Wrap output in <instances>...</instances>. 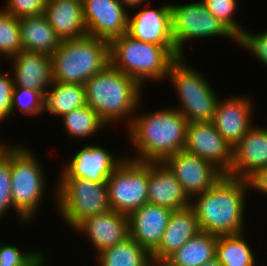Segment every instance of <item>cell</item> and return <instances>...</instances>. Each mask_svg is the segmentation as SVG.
<instances>
[{"label": "cell", "instance_id": "1", "mask_svg": "<svg viewBox=\"0 0 267 266\" xmlns=\"http://www.w3.org/2000/svg\"><path fill=\"white\" fill-rule=\"evenodd\" d=\"M248 189L246 179L223 175L211 188L191 199L200 231L217 236L243 233Z\"/></svg>", "mask_w": 267, "mask_h": 266}, {"label": "cell", "instance_id": "2", "mask_svg": "<svg viewBox=\"0 0 267 266\" xmlns=\"http://www.w3.org/2000/svg\"><path fill=\"white\" fill-rule=\"evenodd\" d=\"M134 116L128 131L138 162H163L169 156L183 151L186 143L187 120L174 108Z\"/></svg>", "mask_w": 267, "mask_h": 266}, {"label": "cell", "instance_id": "3", "mask_svg": "<svg viewBox=\"0 0 267 266\" xmlns=\"http://www.w3.org/2000/svg\"><path fill=\"white\" fill-rule=\"evenodd\" d=\"M84 87L87 105L106 125L121 122L123 118L129 119L130 125L132 117L137 115L136 110L144 86L108 64L87 80Z\"/></svg>", "mask_w": 267, "mask_h": 266}, {"label": "cell", "instance_id": "4", "mask_svg": "<svg viewBox=\"0 0 267 266\" xmlns=\"http://www.w3.org/2000/svg\"><path fill=\"white\" fill-rule=\"evenodd\" d=\"M110 64L142 86L144 81H162L171 65L181 56L175 47L138 41L127 33L109 42Z\"/></svg>", "mask_w": 267, "mask_h": 266}, {"label": "cell", "instance_id": "5", "mask_svg": "<svg viewBox=\"0 0 267 266\" xmlns=\"http://www.w3.org/2000/svg\"><path fill=\"white\" fill-rule=\"evenodd\" d=\"M51 60L53 81L84 85L110 64L109 42L88 35L65 39L51 55Z\"/></svg>", "mask_w": 267, "mask_h": 266}, {"label": "cell", "instance_id": "6", "mask_svg": "<svg viewBox=\"0 0 267 266\" xmlns=\"http://www.w3.org/2000/svg\"><path fill=\"white\" fill-rule=\"evenodd\" d=\"M28 147L10 148L11 197L20 221L30 222L44 195L45 176L39 159Z\"/></svg>", "mask_w": 267, "mask_h": 266}, {"label": "cell", "instance_id": "7", "mask_svg": "<svg viewBox=\"0 0 267 266\" xmlns=\"http://www.w3.org/2000/svg\"><path fill=\"white\" fill-rule=\"evenodd\" d=\"M184 58H178L167 75L180 99L177 110L188 123L212 122L218 102L216 93L203 74L184 64Z\"/></svg>", "mask_w": 267, "mask_h": 266}, {"label": "cell", "instance_id": "8", "mask_svg": "<svg viewBox=\"0 0 267 266\" xmlns=\"http://www.w3.org/2000/svg\"><path fill=\"white\" fill-rule=\"evenodd\" d=\"M59 180L54 194L55 202L62 218L73 229L84 219L111 210L107 183L83 178H60Z\"/></svg>", "mask_w": 267, "mask_h": 266}, {"label": "cell", "instance_id": "9", "mask_svg": "<svg viewBox=\"0 0 267 266\" xmlns=\"http://www.w3.org/2000/svg\"><path fill=\"white\" fill-rule=\"evenodd\" d=\"M170 6L175 50L181 57L185 56L182 45L191 39L224 36L238 44V36L226 24L215 18L202 0Z\"/></svg>", "mask_w": 267, "mask_h": 266}, {"label": "cell", "instance_id": "10", "mask_svg": "<svg viewBox=\"0 0 267 266\" xmlns=\"http://www.w3.org/2000/svg\"><path fill=\"white\" fill-rule=\"evenodd\" d=\"M149 162L125 160L107 180L110 209L125 215L148 203Z\"/></svg>", "mask_w": 267, "mask_h": 266}, {"label": "cell", "instance_id": "11", "mask_svg": "<svg viewBox=\"0 0 267 266\" xmlns=\"http://www.w3.org/2000/svg\"><path fill=\"white\" fill-rule=\"evenodd\" d=\"M184 151L209 161L224 175L231 169L233 148L217 131L213 122H189Z\"/></svg>", "mask_w": 267, "mask_h": 266}, {"label": "cell", "instance_id": "12", "mask_svg": "<svg viewBox=\"0 0 267 266\" xmlns=\"http://www.w3.org/2000/svg\"><path fill=\"white\" fill-rule=\"evenodd\" d=\"M163 163L174 174L190 199L211 188L224 175L209 161L184 150L169 156Z\"/></svg>", "mask_w": 267, "mask_h": 266}, {"label": "cell", "instance_id": "13", "mask_svg": "<svg viewBox=\"0 0 267 266\" xmlns=\"http://www.w3.org/2000/svg\"><path fill=\"white\" fill-rule=\"evenodd\" d=\"M87 35L110 42L127 33L129 12L120 0H82Z\"/></svg>", "mask_w": 267, "mask_h": 266}, {"label": "cell", "instance_id": "14", "mask_svg": "<svg viewBox=\"0 0 267 266\" xmlns=\"http://www.w3.org/2000/svg\"><path fill=\"white\" fill-rule=\"evenodd\" d=\"M119 158V159H118ZM125 160L114 157L101 146L85 145L64 166L61 178H83L106 183L112 172ZM63 172V173H62Z\"/></svg>", "mask_w": 267, "mask_h": 266}, {"label": "cell", "instance_id": "15", "mask_svg": "<svg viewBox=\"0 0 267 266\" xmlns=\"http://www.w3.org/2000/svg\"><path fill=\"white\" fill-rule=\"evenodd\" d=\"M170 5L167 3L155 9H140L133 17L129 15L127 34L138 41L175 47Z\"/></svg>", "mask_w": 267, "mask_h": 266}, {"label": "cell", "instance_id": "16", "mask_svg": "<svg viewBox=\"0 0 267 266\" xmlns=\"http://www.w3.org/2000/svg\"><path fill=\"white\" fill-rule=\"evenodd\" d=\"M223 100L218 99L212 122L233 148L254 125L251 121L253 104L246 96H232Z\"/></svg>", "mask_w": 267, "mask_h": 266}, {"label": "cell", "instance_id": "17", "mask_svg": "<svg viewBox=\"0 0 267 266\" xmlns=\"http://www.w3.org/2000/svg\"><path fill=\"white\" fill-rule=\"evenodd\" d=\"M172 209L146 203L128 215L129 236L150 254L159 246Z\"/></svg>", "mask_w": 267, "mask_h": 266}, {"label": "cell", "instance_id": "18", "mask_svg": "<svg viewBox=\"0 0 267 266\" xmlns=\"http://www.w3.org/2000/svg\"><path fill=\"white\" fill-rule=\"evenodd\" d=\"M74 229L87 234L98 254L129 237V220L127 215L110 210L84 219Z\"/></svg>", "mask_w": 267, "mask_h": 266}, {"label": "cell", "instance_id": "19", "mask_svg": "<svg viewBox=\"0 0 267 266\" xmlns=\"http://www.w3.org/2000/svg\"><path fill=\"white\" fill-rule=\"evenodd\" d=\"M267 167V130L252 126L233 147L230 177L247 179L257 169Z\"/></svg>", "mask_w": 267, "mask_h": 266}, {"label": "cell", "instance_id": "20", "mask_svg": "<svg viewBox=\"0 0 267 266\" xmlns=\"http://www.w3.org/2000/svg\"><path fill=\"white\" fill-rule=\"evenodd\" d=\"M14 74V87L31 88L43 95L48 91L52 80L51 56L42 52L21 50L10 58Z\"/></svg>", "mask_w": 267, "mask_h": 266}, {"label": "cell", "instance_id": "21", "mask_svg": "<svg viewBox=\"0 0 267 266\" xmlns=\"http://www.w3.org/2000/svg\"><path fill=\"white\" fill-rule=\"evenodd\" d=\"M148 203L179 210L191 205V199L163 162H149Z\"/></svg>", "mask_w": 267, "mask_h": 266}, {"label": "cell", "instance_id": "22", "mask_svg": "<svg viewBox=\"0 0 267 266\" xmlns=\"http://www.w3.org/2000/svg\"><path fill=\"white\" fill-rule=\"evenodd\" d=\"M198 232H200V228L191 205L173 210L159 246L151 253L153 264H162Z\"/></svg>", "mask_w": 267, "mask_h": 266}, {"label": "cell", "instance_id": "23", "mask_svg": "<svg viewBox=\"0 0 267 266\" xmlns=\"http://www.w3.org/2000/svg\"><path fill=\"white\" fill-rule=\"evenodd\" d=\"M43 14L61 40L87 35L82 0L48 2Z\"/></svg>", "mask_w": 267, "mask_h": 266}, {"label": "cell", "instance_id": "24", "mask_svg": "<svg viewBox=\"0 0 267 266\" xmlns=\"http://www.w3.org/2000/svg\"><path fill=\"white\" fill-rule=\"evenodd\" d=\"M22 50L52 55L61 39L50 26L44 14L18 18Z\"/></svg>", "mask_w": 267, "mask_h": 266}, {"label": "cell", "instance_id": "25", "mask_svg": "<svg viewBox=\"0 0 267 266\" xmlns=\"http://www.w3.org/2000/svg\"><path fill=\"white\" fill-rule=\"evenodd\" d=\"M218 236L200 231L163 263V266H202L216 254Z\"/></svg>", "mask_w": 267, "mask_h": 266}, {"label": "cell", "instance_id": "26", "mask_svg": "<svg viewBox=\"0 0 267 266\" xmlns=\"http://www.w3.org/2000/svg\"><path fill=\"white\" fill-rule=\"evenodd\" d=\"M53 86V87H52ZM44 94V111L59 115L87 105L83 84L53 81Z\"/></svg>", "mask_w": 267, "mask_h": 266}, {"label": "cell", "instance_id": "27", "mask_svg": "<svg viewBox=\"0 0 267 266\" xmlns=\"http://www.w3.org/2000/svg\"><path fill=\"white\" fill-rule=\"evenodd\" d=\"M98 255V256H97ZM99 266H153L151 254L130 236L96 254Z\"/></svg>", "mask_w": 267, "mask_h": 266}, {"label": "cell", "instance_id": "28", "mask_svg": "<svg viewBox=\"0 0 267 266\" xmlns=\"http://www.w3.org/2000/svg\"><path fill=\"white\" fill-rule=\"evenodd\" d=\"M243 234L218 236L215 257L223 266H255L253 250Z\"/></svg>", "mask_w": 267, "mask_h": 266}, {"label": "cell", "instance_id": "29", "mask_svg": "<svg viewBox=\"0 0 267 266\" xmlns=\"http://www.w3.org/2000/svg\"><path fill=\"white\" fill-rule=\"evenodd\" d=\"M61 118H63L67 134L78 139L94 136L102 127L107 126L88 105L74 109Z\"/></svg>", "mask_w": 267, "mask_h": 266}, {"label": "cell", "instance_id": "30", "mask_svg": "<svg viewBox=\"0 0 267 266\" xmlns=\"http://www.w3.org/2000/svg\"><path fill=\"white\" fill-rule=\"evenodd\" d=\"M22 50L18 18L0 9V57L12 58Z\"/></svg>", "mask_w": 267, "mask_h": 266}, {"label": "cell", "instance_id": "31", "mask_svg": "<svg viewBox=\"0 0 267 266\" xmlns=\"http://www.w3.org/2000/svg\"><path fill=\"white\" fill-rule=\"evenodd\" d=\"M29 116H40L44 111V95L35 89L14 87L11 100V114L17 107Z\"/></svg>", "mask_w": 267, "mask_h": 266}, {"label": "cell", "instance_id": "32", "mask_svg": "<svg viewBox=\"0 0 267 266\" xmlns=\"http://www.w3.org/2000/svg\"><path fill=\"white\" fill-rule=\"evenodd\" d=\"M0 242V266H44L47 261L44 253L33 251H20L12 244Z\"/></svg>", "mask_w": 267, "mask_h": 266}, {"label": "cell", "instance_id": "33", "mask_svg": "<svg viewBox=\"0 0 267 266\" xmlns=\"http://www.w3.org/2000/svg\"><path fill=\"white\" fill-rule=\"evenodd\" d=\"M207 10L217 19L226 24L237 36L243 31L242 26L235 20L234 13L237 0H202ZM240 25V26H239Z\"/></svg>", "mask_w": 267, "mask_h": 266}, {"label": "cell", "instance_id": "34", "mask_svg": "<svg viewBox=\"0 0 267 266\" xmlns=\"http://www.w3.org/2000/svg\"><path fill=\"white\" fill-rule=\"evenodd\" d=\"M238 45L248 49L267 66V31L261 34L243 30L238 36Z\"/></svg>", "mask_w": 267, "mask_h": 266}, {"label": "cell", "instance_id": "35", "mask_svg": "<svg viewBox=\"0 0 267 266\" xmlns=\"http://www.w3.org/2000/svg\"><path fill=\"white\" fill-rule=\"evenodd\" d=\"M12 207L9 149L6 157L0 162V217Z\"/></svg>", "mask_w": 267, "mask_h": 266}, {"label": "cell", "instance_id": "36", "mask_svg": "<svg viewBox=\"0 0 267 266\" xmlns=\"http://www.w3.org/2000/svg\"><path fill=\"white\" fill-rule=\"evenodd\" d=\"M45 7V0H7L6 7L2 9L16 18H21L41 15Z\"/></svg>", "mask_w": 267, "mask_h": 266}, {"label": "cell", "instance_id": "37", "mask_svg": "<svg viewBox=\"0 0 267 266\" xmlns=\"http://www.w3.org/2000/svg\"><path fill=\"white\" fill-rule=\"evenodd\" d=\"M14 89L13 76L0 69V122L11 115V100Z\"/></svg>", "mask_w": 267, "mask_h": 266}, {"label": "cell", "instance_id": "38", "mask_svg": "<svg viewBox=\"0 0 267 266\" xmlns=\"http://www.w3.org/2000/svg\"><path fill=\"white\" fill-rule=\"evenodd\" d=\"M246 180L250 189L267 194V167L257 169Z\"/></svg>", "mask_w": 267, "mask_h": 266}, {"label": "cell", "instance_id": "39", "mask_svg": "<svg viewBox=\"0 0 267 266\" xmlns=\"http://www.w3.org/2000/svg\"><path fill=\"white\" fill-rule=\"evenodd\" d=\"M123 5H126L127 7H141L144 2L147 0H120Z\"/></svg>", "mask_w": 267, "mask_h": 266}, {"label": "cell", "instance_id": "40", "mask_svg": "<svg viewBox=\"0 0 267 266\" xmlns=\"http://www.w3.org/2000/svg\"><path fill=\"white\" fill-rule=\"evenodd\" d=\"M7 146V147H6ZM12 146L6 145V144H1L0 143V162L6 157L9 149Z\"/></svg>", "mask_w": 267, "mask_h": 266}, {"label": "cell", "instance_id": "41", "mask_svg": "<svg viewBox=\"0 0 267 266\" xmlns=\"http://www.w3.org/2000/svg\"><path fill=\"white\" fill-rule=\"evenodd\" d=\"M202 266H223V264L216 257H214L213 259L207 261Z\"/></svg>", "mask_w": 267, "mask_h": 266}, {"label": "cell", "instance_id": "42", "mask_svg": "<svg viewBox=\"0 0 267 266\" xmlns=\"http://www.w3.org/2000/svg\"><path fill=\"white\" fill-rule=\"evenodd\" d=\"M45 1H46V3H48V2L62 1V0H45ZM64 1H66V0H64Z\"/></svg>", "mask_w": 267, "mask_h": 266}, {"label": "cell", "instance_id": "43", "mask_svg": "<svg viewBox=\"0 0 267 266\" xmlns=\"http://www.w3.org/2000/svg\"><path fill=\"white\" fill-rule=\"evenodd\" d=\"M153 266H163L162 264H154Z\"/></svg>", "mask_w": 267, "mask_h": 266}]
</instances>
